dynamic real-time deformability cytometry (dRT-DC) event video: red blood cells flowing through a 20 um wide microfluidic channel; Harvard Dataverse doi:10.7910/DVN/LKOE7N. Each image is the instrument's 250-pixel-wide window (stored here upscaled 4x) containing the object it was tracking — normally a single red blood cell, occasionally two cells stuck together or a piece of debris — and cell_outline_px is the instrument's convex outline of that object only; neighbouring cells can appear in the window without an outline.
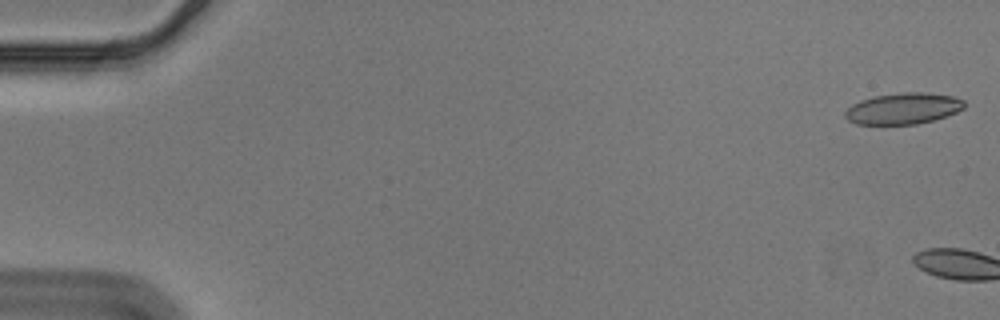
{"species": "Egyptian fruit bat (a non-hibernating species)", "species_latin": "Rousettus aegyptiacus", "temperature_condition": "cold", "stored_images_in_passage": 3, "camera_frame_rate_fps": 3000, "um_per_image_px": 0.085, "animal": {"sex": "male"}, "frame": {"image": 1, "passage_image": 1, "time_ms": 0.0, "image_size_px": [1000, 320], "cell_outline_px": [[964, 108], [956, 112], [932, 120], [916, 124], [856, 124], [848, 120], [844, 116], [844, 112], [852, 104], [860, 100], [872, 96], [904, 92], [924, 92], [952, 96], [964, 100]], "centroid_in_image_um": [76.73, 9.22], "position_along_channel_um": 8.3, "area_um2": 21.62}}